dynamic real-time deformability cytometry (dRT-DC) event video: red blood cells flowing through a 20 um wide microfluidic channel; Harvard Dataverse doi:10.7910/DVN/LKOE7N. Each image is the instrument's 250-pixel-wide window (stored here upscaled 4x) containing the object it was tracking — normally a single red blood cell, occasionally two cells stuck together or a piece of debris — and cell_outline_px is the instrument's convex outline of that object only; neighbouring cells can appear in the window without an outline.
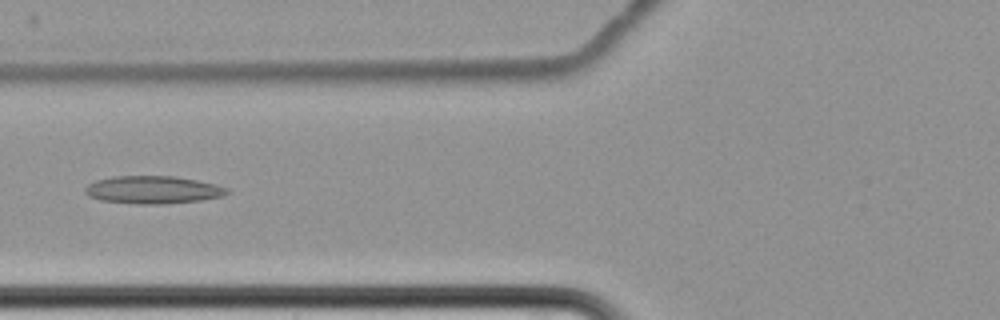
{"species": "common noctule bat (a hibernating species)", "species_latin": "Nyctalus noctula", "temperature_condition": "cold", "stored_images_in_passage": 8, "camera_frame_rate_fps": 3000, "um_per_image_px": 0.085, "animal": {"sex": "female", "body_mass_g": 22.7, "forearm_length_mm": 54.2}, "frame": {"image": 1, "passage_image": 8, "time_ms": 8.333, "image_size_px": [1000, 320], "cell_outline_px": [[232, 192], [224, 196], [200, 200], [160, 204], [136, 204], [100, 200], [88, 196], [84, 192], [84, 188], [88, 184], [96, 180], [112, 176], [176, 176], [216, 184], [228, 188]], "centroid_in_image_um": [13.0, 16.13], "position_along_channel_um": 112.8, "area_um2": 23.12}}